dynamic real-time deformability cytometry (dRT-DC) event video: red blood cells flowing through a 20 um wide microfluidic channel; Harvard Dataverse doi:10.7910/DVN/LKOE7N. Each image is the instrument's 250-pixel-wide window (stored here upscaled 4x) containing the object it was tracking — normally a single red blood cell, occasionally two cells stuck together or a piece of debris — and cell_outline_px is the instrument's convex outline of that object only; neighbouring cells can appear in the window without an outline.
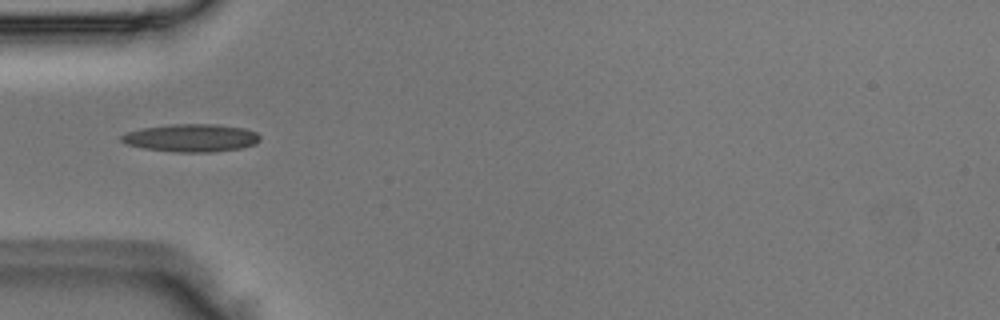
{"species": "Egyptian fruit bat (a non-hibernating species)", "species_latin": "Rousettus aegyptiacus", "temperature_condition": "room temperature", "stored_images_in_passage": 1, "camera_frame_rate_fps": 3000, "um_per_image_px": 0.085, "animal": {"sex": "male"}, "frame": {"image": 1, "passage_image": 1, "time_ms": 0.0, "image_size_px": [1000, 320], "cell_outline_px": [[260, 140], [256, 144], [240, 148], [212, 152], [176, 152], [144, 148], [124, 144], [120, 140], [120, 136], [128, 132], [144, 128], [172, 124], [216, 124], [244, 128], [256, 132], [260, 136]], "centroid_in_image_um": [16.27, 11.72], "position_along_channel_um": 68.7, "area_um2": 22.43}}